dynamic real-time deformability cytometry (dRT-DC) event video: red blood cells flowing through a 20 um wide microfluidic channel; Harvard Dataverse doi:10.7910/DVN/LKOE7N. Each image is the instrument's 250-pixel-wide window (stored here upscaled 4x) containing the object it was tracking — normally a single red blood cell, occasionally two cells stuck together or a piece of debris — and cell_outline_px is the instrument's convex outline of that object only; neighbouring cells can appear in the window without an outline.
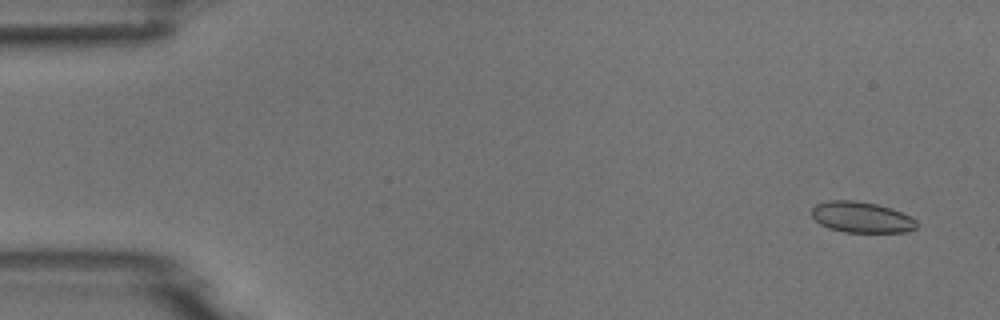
{"species": "common noctule bat (a hibernating species)", "species_latin": "Nyctalus noctula", "temperature_condition": "room temperature", "stored_images_in_passage": 4, "camera_frame_rate_fps": 3000, "um_per_image_px": 0.085, "animal": {"sex": "male", "body_mass_g": 18.8}, "frame": {"image": 1, "passage_image": 1, "time_ms": 0.0, "image_size_px": [1000, 320], "cell_outline_px": [[916, 228], [904, 232], [844, 232], [828, 228], [820, 224], [812, 216], [812, 208], [816, 204], [828, 200], [852, 200], [876, 204], [892, 208], [916, 220]], "centroid_in_image_um": [73.19, 18.46], "position_along_channel_um": 11.8, "area_um2": 18.79}}
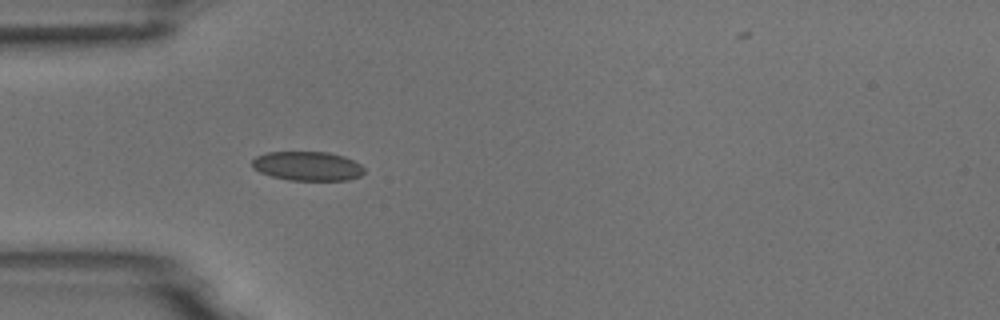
{"frame": {"image": 2, "passage_image": 4, "time_ms": 4.333, "image_size_px": [1000, 320], "cell_outline_px": [[364, 172], [360, 176], [348, 180], [288, 180], [272, 176], [260, 172], [252, 168], [252, 160], [256, 156], [268, 152], [328, 152], [344, 156], [360, 164], [364, 168]], "centroid_in_image_um": [26.13, 14.11], "position_along_channel_um": 58.9, "area_um2": 19.07}}